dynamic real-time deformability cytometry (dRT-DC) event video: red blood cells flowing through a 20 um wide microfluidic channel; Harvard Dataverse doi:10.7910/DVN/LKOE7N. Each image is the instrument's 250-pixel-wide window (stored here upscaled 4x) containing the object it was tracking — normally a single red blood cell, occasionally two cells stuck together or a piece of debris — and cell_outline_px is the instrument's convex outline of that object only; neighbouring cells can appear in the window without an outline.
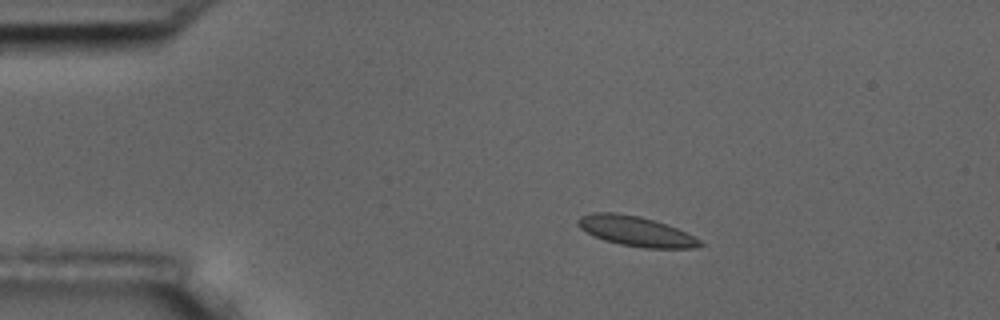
{"species": "common noctule bat (a hibernating species)", "species_latin": "Nyctalus noctula", "temperature_condition": "room temperature", "stored_images_in_passage": 5, "camera_frame_rate_fps": 3000, "um_per_image_px": 0.085, "animal": {"sex": "male", "body_mass_g": 17.5, "forearm_length_mm": 52.3}, "frame": {"image": 1, "passage_image": 2, "time_ms": 1.333, "image_size_px": [1000, 320], "cell_outline_px": [[704, 244], [692, 248], [644, 248], [620, 244], [604, 240], [580, 228], [576, 224], [576, 220], [580, 216], [592, 212], [616, 212], [640, 216], [676, 228], [700, 240]], "centroid_in_image_um": [54.0, 19.64], "position_along_channel_um": 31.0, "area_um2": 21.04}}
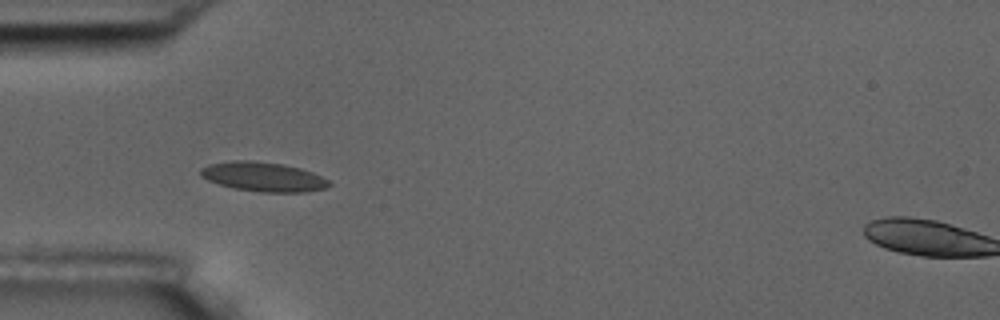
{"frame": {"image": 2, "passage_image": 4, "time_ms": 3.667, "image_size_px": [1000, 320], "cell_outline_px": [[332, 184], [324, 188], [308, 192], [260, 192], [232, 188], [208, 180], [200, 176], [200, 168], [208, 164], [228, 160], [252, 160], [284, 164], [300, 168], [312, 172], [328, 180]], "centroid_in_image_um": [22.34, 15.01], "position_along_channel_um": 62.7, "area_um2": 22.2}}